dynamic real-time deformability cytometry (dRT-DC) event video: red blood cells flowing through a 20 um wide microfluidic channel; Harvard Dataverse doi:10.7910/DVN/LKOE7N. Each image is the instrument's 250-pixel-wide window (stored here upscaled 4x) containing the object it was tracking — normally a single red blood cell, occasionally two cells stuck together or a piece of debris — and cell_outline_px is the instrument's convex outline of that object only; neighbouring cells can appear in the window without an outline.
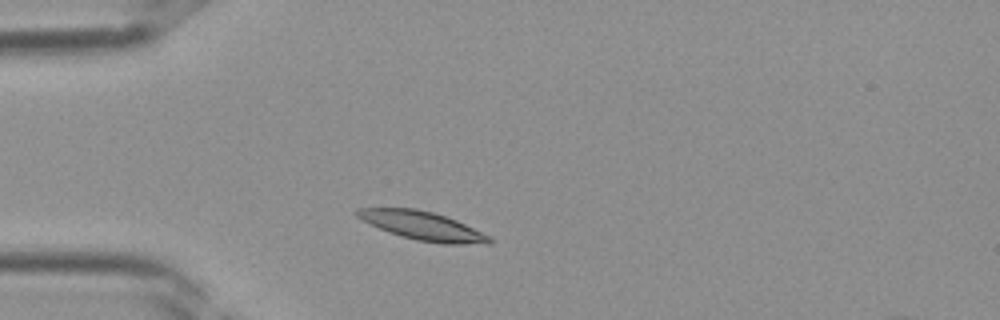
{"species": "Egyptian fruit bat (a non-hibernating species)", "species_latin": "Rousettus aegyptiacus", "temperature_condition": "room temperature", "stored_images_in_passage": 33, "camera_frame_rate_fps": 3000, "um_per_image_px": 0.085, "frame": {"image": 1, "passage_image": 5, "time_ms": 1.333, "image_size_px": [1000, 320], "cell_outline_px": [[492, 244], [444, 244], [416, 240], [400, 236], [388, 232], [356, 216], [352, 212], [356, 208], [416, 208], [432, 212], [456, 220], [488, 236], [492, 240]], "centroid_in_image_um": [35.88, 19.19], "position_along_channel_um": 49.1, "area_um2": 21.79}}
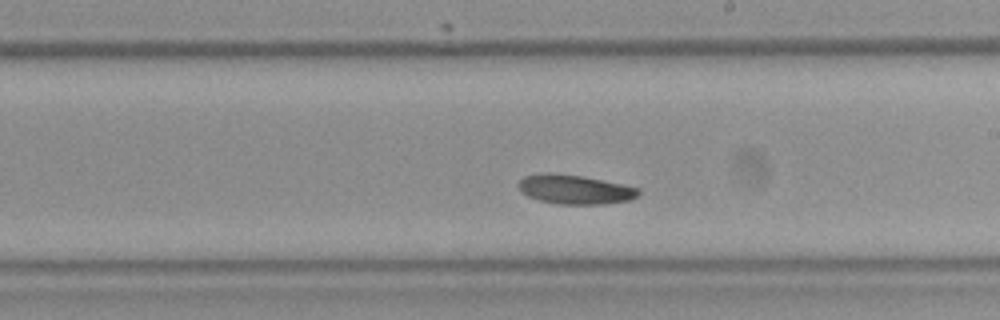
{"frame": {"image": 2, "passage_image": 17, "time_ms": 5.333, "image_size_px": [1000, 320], "cell_outline_px": [[640, 192], [632, 200], [604, 204], [560, 204], [540, 200], [528, 196], [520, 192], [516, 184], [524, 176], [540, 172], [552, 172], [584, 176], [640, 188]], "centroid_in_image_um": [48.83, 16.08], "position_along_channel_um": 240.2, "area_um2": 20.75}}
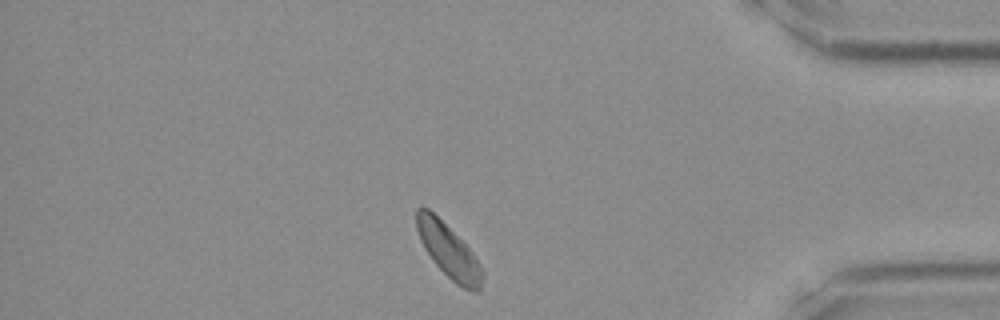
{"frame": {"image": 3, "passage_image": 28, "time_ms": 9.0, "image_size_px": [1000, 320], "cell_outline_px": [[484, 276], [480, 292], [472, 292], [456, 284], [432, 260], [424, 248], [420, 240], [416, 228], [416, 208], [428, 208], [468, 248], [484, 272]], "centroid_in_image_um": [38.13, 21.37], "position_along_channel_um": 397.1, "area_um2": 20.06}}